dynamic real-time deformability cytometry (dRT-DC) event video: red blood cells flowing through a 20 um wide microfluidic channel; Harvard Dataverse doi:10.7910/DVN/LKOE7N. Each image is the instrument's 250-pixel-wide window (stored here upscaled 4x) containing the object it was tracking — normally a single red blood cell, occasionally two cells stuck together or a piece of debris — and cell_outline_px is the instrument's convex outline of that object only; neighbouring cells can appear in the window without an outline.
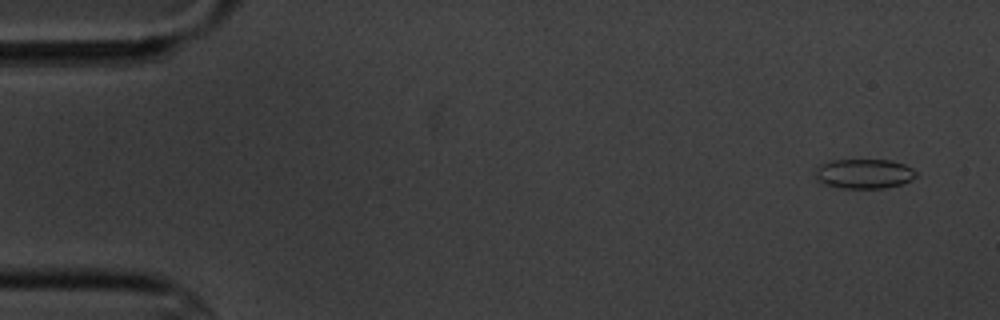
{"species": "common noctule bat (a hibernating species)", "species_latin": "Nyctalus noctula", "temperature_condition": "cold", "stored_images_in_passage": 6, "camera_frame_rate_fps": 3000, "um_per_image_px": 0.085, "animal": {"sex": "male", "body_mass_g": 20.1, "forearm_length_mm": 53.5}, "frame": {"image": 1, "passage_image": 1, "time_ms": 0.0, "image_size_px": [1000, 320], "cell_outline_px": [[916, 176], [912, 180], [904, 184], [884, 188], [840, 188], [820, 184], [816, 180], [816, 168], [820, 164], [832, 160], [892, 160], [904, 164], [912, 168], [916, 172]], "centroid_in_image_um": [73.43, 14.78], "position_along_channel_um": 11.6, "area_um2": 17.69}}
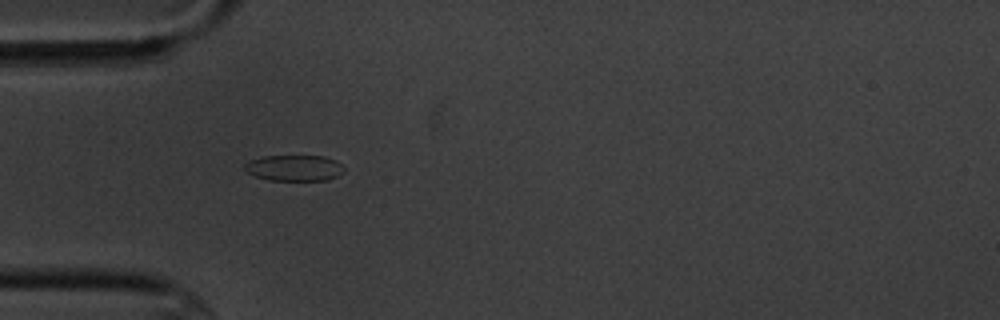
{"frame": {"image": 2, "passage_image": 5, "time_ms": 4.667, "image_size_px": [1000, 320], "cell_outline_px": [[344, 172], [328, 180], [268, 180], [256, 176], [248, 172], [244, 168], [244, 164], [248, 160], [260, 156], [324, 156], [336, 160], [344, 168]], "centroid_in_image_um": [25.0, 14.27], "position_along_channel_um": 60.0, "area_um2": 15.09}}